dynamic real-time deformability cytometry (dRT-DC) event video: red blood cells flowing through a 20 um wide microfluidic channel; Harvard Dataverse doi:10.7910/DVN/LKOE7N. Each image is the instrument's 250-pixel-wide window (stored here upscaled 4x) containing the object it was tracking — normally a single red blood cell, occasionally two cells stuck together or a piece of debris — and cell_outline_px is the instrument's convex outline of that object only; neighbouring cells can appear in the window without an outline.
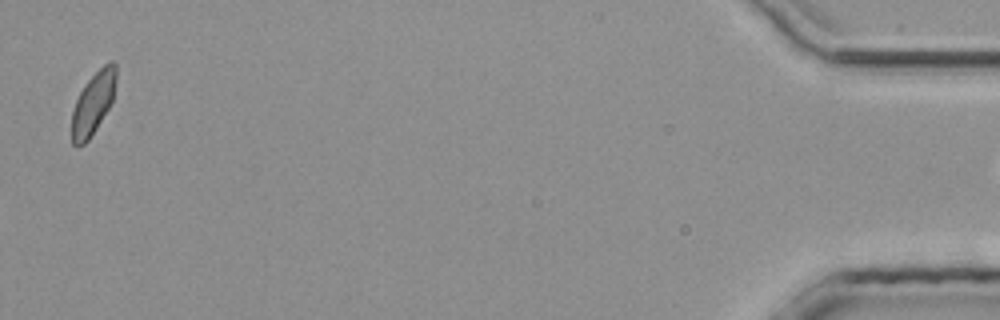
{"species": "common noctule bat (a hibernating species)", "species_latin": "Nyctalus noctula", "temperature_condition": "room temperature", "stored_images_in_passage": 35, "camera_frame_rate_fps": 3000, "um_per_image_px": 0.085, "animal": {"sex": "male", "body_mass_g": 20.4}, "frame": {"image": 1, "passage_image": 35, "time_ms": 11.333, "image_size_px": [1000, 320], "cell_outline_px": [[116, 80], [112, 100], [108, 108], [96, 128], [88, 140], [84, 144], [76, 148], [72, 144], [72, 112], [76, 100], [84, 84], [108, 60], [112, 60], [116, 64]], "centroid_in_image_um": [7.91, 8.76], "position_along_channel_um": 427.3, "area_um2": 15.95}}